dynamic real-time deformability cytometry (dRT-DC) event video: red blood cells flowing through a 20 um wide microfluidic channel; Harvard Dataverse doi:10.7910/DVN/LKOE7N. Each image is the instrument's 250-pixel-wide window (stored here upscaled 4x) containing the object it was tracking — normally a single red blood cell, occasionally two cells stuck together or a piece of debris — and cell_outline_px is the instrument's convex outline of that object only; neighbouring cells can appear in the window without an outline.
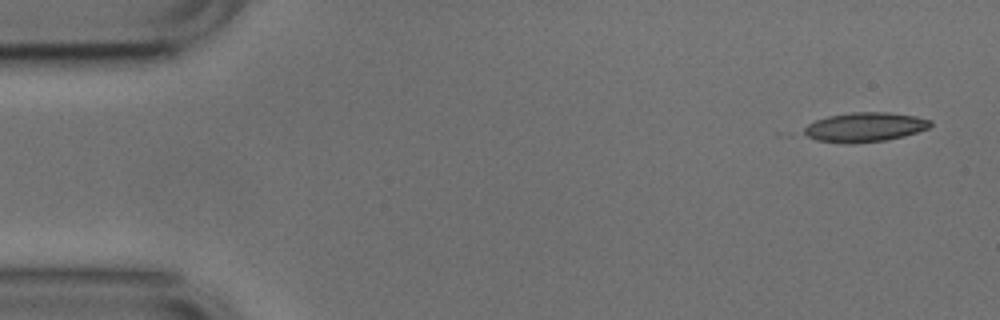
{"species": "common noctule bat (a hibernating species)", "species_latin": "Nyctalus noctula", "temperature_condition": "cold", "stored_images_in_passage": 51, "camera_frame_rate_fps": 3000, "um_per_image_px": 0.085, "animal": {"sex": "male", "body_mass_g": 17.9, "forearm_length_mm": 54.2}, "frame": {"image": 1, "passage_image": 1, "time_ms": 0.0, "image_size_px": [1000, 320], "cell_outline_px": [[932, 124], [928, 128], [904, 136], [884, 140], [848, 144], [816, 140], [800, 132], [808, 124], [816, 120], [828, 116], [852, 112], [888, 112], [916, 116], [932, 120]], "centroid_in_image_um": [73.49, 10.8], "position_along_channel_um": 11.5, "area_um2": 21.68}}
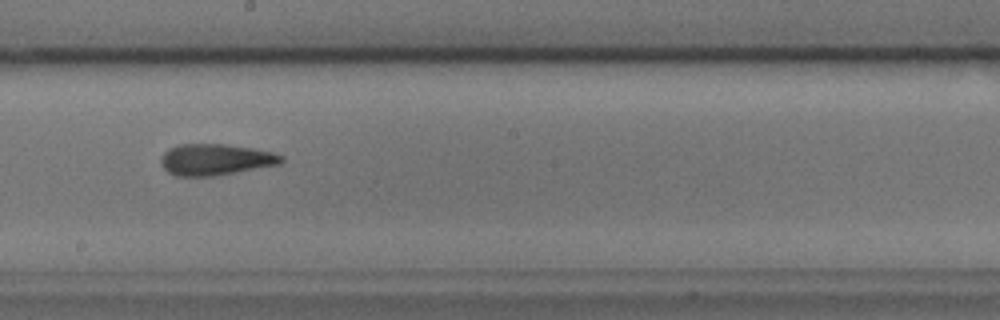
{"frame": {"image": 2, "passage_image": 27, "time_ms": 8.667, "image_size_px": [1000, 320], "cell_outline_px": [[284, 160], [280, 164], [216, 176], [176, 176], [168, 172], [160, 164], [160, 160], [164, 152], [168, 148], [180, 144], [224, 144], [252, 148], [272, 152], [284, 156]], "centroid_in_image_um": [18.31, 13.56], "position_along_channel_um": 229.9, "area_um2": 22.08}}
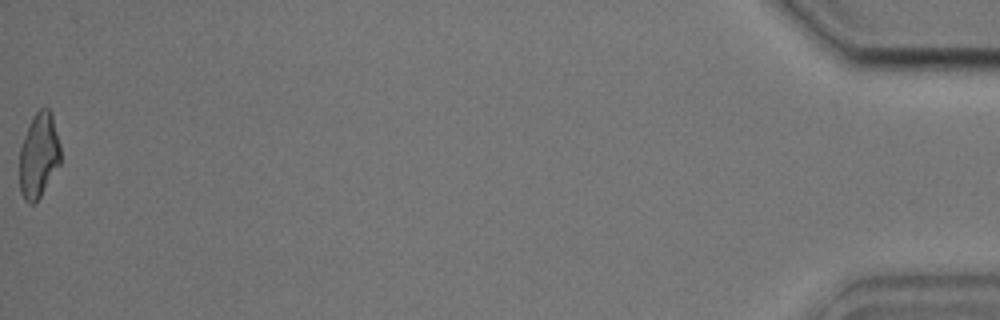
{"frame": {"image": 3, "passage_image": 51, "time_ms": 16.667, "image_size_px": [1000, 320], "cell_outline_px": [[60, 164], [40, 196], [32, 204], [28, 204], [24, 200], [20, 192], [20, 148], [24, 136], [32, 116], [40, 108], [48, 108], [52, 112], [60, 144]], "centroid_in_image_um": [3.3, 13.19], "position_along_channel_um": 431.9, "area_um2": 20.29}, "authors_computed_cell_mechanics": {"area_um2": 21.6172, "velocity_mm_per_s": 3.7875, "shape_relaxation_time_tau1_ms": null, "shape_relaxation_time_tau2_ms": 2.9461, "deformation_change_tau1": null, "deformation_change_tau2": 0.1184}}